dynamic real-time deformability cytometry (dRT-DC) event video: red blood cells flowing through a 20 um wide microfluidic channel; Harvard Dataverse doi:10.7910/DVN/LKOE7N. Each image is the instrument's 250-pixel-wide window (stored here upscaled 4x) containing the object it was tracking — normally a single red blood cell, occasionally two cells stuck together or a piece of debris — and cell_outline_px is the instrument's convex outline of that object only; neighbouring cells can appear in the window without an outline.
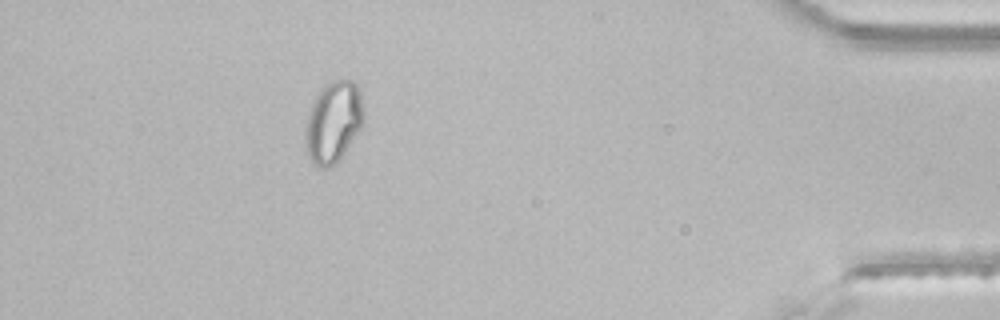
{"species": "common noctule bat (a hibernating species)", "species_latin": "Nyctalus noctula", "temperature_condition": "room temperature", "stored_images_in_passage": 43, "segment_of_instrument_passage": [2, 2], "camera_frame_rate_fps": 3000, "um_per_image_px": 0.085, "animal": {"sex": "male", "body_mass_g": 21.5, "forearm_length_mm": 52.0}, "frame": {"image": 1, "passage_image": 39, "time_ms": 12.667, "image_size_px": [1000, 320], "cell_outline_px": [[364, 120], [360, 128], [340, 160], [336, 164], [328, 168], [316, 168], [312, 164], [304, 148], [304, 128], [312, 100], [320, 88], [324, 84], [332, 80], [352, 80], [356, 84], [360, 92], [364, 108]], "centroid_in_image_um": [28.29, 10.39], "position_along_channel_um": 406.9, "area_um2": 28.44}}